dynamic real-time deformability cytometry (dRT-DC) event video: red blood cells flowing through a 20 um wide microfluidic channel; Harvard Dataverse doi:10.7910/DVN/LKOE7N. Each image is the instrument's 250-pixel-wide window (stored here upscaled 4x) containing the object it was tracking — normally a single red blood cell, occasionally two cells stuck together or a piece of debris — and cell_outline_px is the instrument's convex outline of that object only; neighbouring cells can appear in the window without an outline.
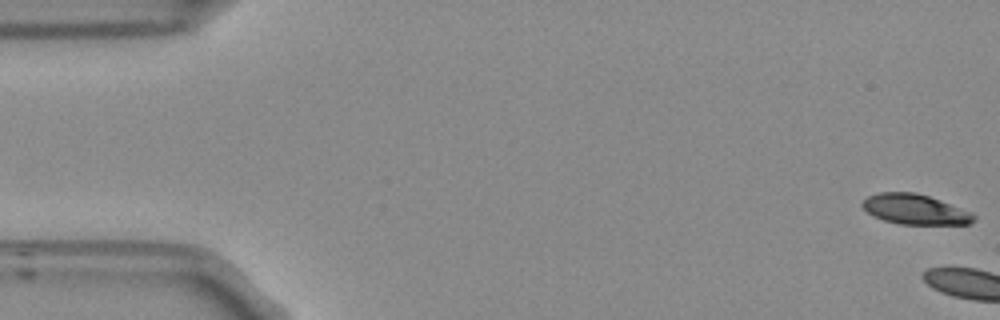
{"species": "Egyptian fruit bat (a non-hibernating species)", "species_latin": "Rousettus aegyptiacus", "temperature_condition": "room temperature", "stored_images_in_passage": 4, "camera_frame_rate_fps": 3000, "um_per_image_px": 0.085, "frame": {"image": 1, "passage_image": 1, "time_ms": 0.0, "image_size_px": [1000, 320], "cell_outline_px": [[976, 220], [968, 224], [900, 224], [884, 220], [872, 216], [860, 204], [868, 196], [880, 192], [916, 192], [940, 200], [972, 212], [976, 216]], "centroid_in_image_um": [77.78, 17.79], "position_along_channel_um": 7.2, "area_um2": 19.54}}